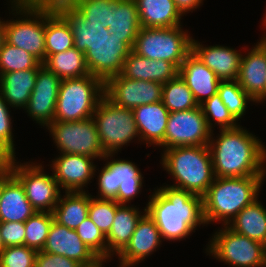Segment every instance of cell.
<instances>
[{
    "mask_svg": "<svg viewBox=\"0 0 266 267\" xmlns=\"http://www.w3.org/2000/svg\"><path fill=\"white\" fill-rule=\"evenodd\" d=\"M0 234L4 247L24 245L25 225L23 222H0Z\"/></svg>",
    "mask_w": 266,
    "mask_h": 267,
    "instance_id": "45",
    "label": "cell"
},
{
    "mask_svg": "<svg viewBox=\"0 0 266 267\" xmlns=\"http://www.w3.org/2000/svg\"><path fill=\"white\" fill-rule=\"evenodd\" d=\"M214 130L208 147L215 177L266 176V146L262 140L241 125L221 129L217 139Z\"/></svg>",
    "mask_w": 266,
    "mask_h": 267,
    "instance_id": "1",
    "label": "cell"
},
{
    "mask_svg": "<svg viewBox=\"0 0 266 267\" xmlns=\"http://www.w3.org/2000/svg\"><path fill=\"white\" fill-rule=\"evenodd\" d=\"M224 227V228H223ZM218 228L208 242L206 253L230 267H266V246L227 226ZM211 254V255H210Z\"/></svg>",
    "mask_w": 266,
    "mask_h": 267,
    "instance_id": "9",
    "label": "cell"
},
{
    "mask_svg": "<svg viewBox=\"0 0 266 267\" xmlns=\"http://www.w3.org/2000/svg\"><path fill=\"white\" fill-rule=\"evenodd\" d=\"M135 123L141 138L140 143L147 147H158L163 141L169 118V111L162 101L140 105L133 109Z\"/></svg>",
    "mask_w": 266,
    "mask_h": 267,
    "instance_id": "24",
    "label": "cell"
},
{
    "mask_svg": "<svg viewBox=\"0 0 266 267\" xmlns=\"http://www.w3.org/2000/svg\"><path fill=\"white\" fill-rule=\"evenodd\" d=\"M118 204L114 199L97 198L90 194L89 218L106 237L111 230Z\"/></svg>",
    "mask_w": 266,
    "mask_h": 267,
    "instance_id": "40",
    "label": "cell"
},
{
    "mask_svg": "<svg viewBox=\"0 0 266 267\" xmlns=\"http://www.w3.org/2000/svg\"><path fill=\"white\" fill-rule=\"evenodd\" d=\"M162 240L155 221L145 213L138 221L129 243L117 255L118 260L125 263L144 262L146 257L159 249Z\"/></svg>",
    "mask_w": 266,
    "mask_h": 267,
    "instance_id": "22",
    "label": "cell"
},
{
    "mask_svg": "<svg viewBox=\"0 0 266 267\" xmlns=\"http://www.w3.org/2000/svg\"><path fill=\"white\" fill-rule=\"evenodd\" d=\"M242 55L237 82L255 103L266 100V46L260 40Z\"/></svg>",
    "mask_w": 266,
    "mask_h": 267,
    "instance_id": "18",
    "label": "cell"
},
{
    "mask_svg": "<svg viewBox=\"0 0 266 267\" xmlns=\"http://www.w3.org/2000/svg\"><path fill=\"white\" fill-rule=\"evenodd\" d=\"M200 107L211 130L216 125L219 126L217 128L220 130L231 129L240 125L223 104L218 92L200 104Z\"/></svg>",
    "mask_w": 266,
    "mask_h": 267,
    "instance_id": "39",
    "label": "cell"
},
{
    "mask_svg": "<svg viewBox=\"0 0 266 267\" xmlns=\"http://www.w3.org/2000/svg\"><path fill=\"white\" fill-rule=\"evenodd\" d=\"M139 211V207L121 204L115 212L114 221L106 236L107 258L117 256L129 243L138 221L146 213Z\"/></svg>",
    "mask_w": 266,
    "mask_h": 267,
    "instance_id": "27",
    "label": "cell"
},
{
    "mask_svg": "<svg viewBox=\"0 0 266 267\" xmlns=\"http://www.w3.org/2000/svg\"><path fill=\"white\" fill-rule=\"evenodd\" d=\"M114 155L106 154L102 159L106 162L97 176L98 196L96 197L114 199L118 204L127 205L139 193L141 194L144 177L134 162L115 159Z\"/></svg>",
    "mask_w": 266,
    "mask_h": 267,
    "instance_id": "10",
    "label": "cell"
},
{
    "mask_svg": "<svg viewBox=\"0 0 266 267\" xmlns=\"http://www.w3.org/2000/svg\"><path fill=\"white\" fill-rule=\"evenodd\" d=\"M10 8L14 16L20 17L5 21V42L26 50L43 64L45 61L46 0L15 3L11 4Z\"/></svg>",
    "mask_w": 266,
    "mask_h": 267,
    "instance_id": "5",
    "label": "cell"
},
{
    "mask_svg": "<svg viewBox=\"0 0 266 267\" xmlns=\"http://www.w3.org/2000/svg\"><path fill=\"white\" fill-rule=\"evenodd\" d=\"M10 106L0 94V141L15 155L14 135L12 133V118Z\"/></svg>",
    "mask_w": 266,
    "mask_h": 267,
    "instance_id": "44",
    "label": "cell"
},
{
    "mask_svg": "<svg viewBox=\"0 0 266 267\" xmlns=\"http://www.w3.org/2000/svg\"><path fill=\"white\" fill-rule=\"evenodd\" d=\"M227 227L266 246V207L257 198L243 208Z\"/></svg>",
    "mask_w": 266,
    "mask_h": 267,
    "instance_id": "32",
    "label": "cell"
},
{
    "mask_svg": "<svg viewBox=\"0 0 266 267\" xmlns=\"http://www.w3.org/2000/svg\"><path fill=\"white\" fill-rule=\"evenodd\" d=\"M74 47L72 30L67 20L46 0L45 60Z\"/></svg>",
    "mask_w": 266,
    "mask_h": 267,
    "instance_id": "31",
    "label": "cell"
},
{
    "mask_svg": "<svg viewBox=\"0 0 266 267\" xmlns=\"http://www.w3.org/2000/svg\"><path fill=\"white\" fill-rule=\"evenodd\" d=\"M177 9L184 16L202 6L204 0H173ZM190 11V12H189Z\"/></svg>",
    "mask_w": 266,
    "mask_h": 267,
    "instance_id": "47",
    "label": "cell"
},
{
    "mask_svg": "<svg viewBox=\"0 0 266 267\" xmlns=\"http://www.w3.org/2000/svg\"><path fill=\"white\" fill-rule=\"evenodd\" d=\"M45 128L60 154L85 155L95 160H102L106 155L92 117L81 121H53Z\"/></svg>",
    "mask_w": 266,
    "mask_h": 267,
    "instance_id": "11",
    "label": "cell"
},
{
    "mask_svg": "<svg viewBox=\"0 0 266 267\" xmlns=\"http://www.w3.org/2000/svg\"><path fill=\"white\" fill-rule=\"evenodd\" d=\"M9 1L11 2V4H15V3H26L31 0H9Z\"/></svg>",
    "mask_w": 266,
    "mask_h": 267,
    "instance_id": "53",
    "label": "cell"
},
{
    "mask_svg": "<svg viewBox=\"0 0 266 267\" xmlns=\"http://www.w3.org/2000/svg\"><path fill=\"white\" fill-rule=\"evenodd\" d=\"M264 44H265V46H266V34L263 36V37H261V39H260Z\"/></svg>",
    "mask_w": 266,
    "mask_h": 267,
    "instance_id": "55",
    "label": "cell"
},
{
    "mask_svg": "<svg viewBox=\"0 0 266 267\" xmlns=\"http://www.w3.org/2000/svg\"><path fill=\"white\" fill-rule=\"evenodd\" d=\"M50 1L70 25L76 49L85 52L89 46L110 36L108 28H103L100 22H89L68 0Z\"/></svg>",
    "mask_w": 266,
    "mask_h": 267,
    "instance_id": "21",
    "label": "cell"
},
{
    "mask_svg": "<svg viewBox=\"0 0 266 267\" xmlns=\"http://www.w3.org/2000/svg\"><path fill=\"white\" fill-rule=\"evenodd\" d=\"M16 155H14L1 141H0V162L3 165L10 164Z\"/></svg>",
    "mask_w": 266,
    "mask_h": 267,
    "instance_id": "48",
    "label": "cell"
},
{
    "mask_svg": "<svg viewBox=\"0 0 266 267\" xmlns=\"http://www.w3.org/2000/svg\"><path fill=\"white\" fill-rule=\"evenodd\" d=\"M79 265L76 260L44 251H37L35 257V267H78Z\"/></svg>",
    "mask_w": 266,
    "mask_h": 267,
    "instance_id": "46",
    "label": "cell"
},
{
    "mask_svg": "<svg viewBox=\"0 0 266 267\" xmlns=\"http://www.w3.org/2000/svg\"><path fill=\"white\" fill-rule=\"evenodd\" d=\"M192 38L191 51L210 69L220 81L237 80L241 65L240 50L222 45H202Z\"/></svg>",
    "mask_w": 266,
    "mask_h": 267,
    "instance_id": "19",
    "label": "cell"
},
{
    "mask_svg": "<svg viewBox=\"0 0 266 267\" xmlns=\"http://www.w3.org/2000/svg\"><path fill=\"white\" fill-rule=\"evenodd\" d=\"M212 131L200 105L194 109L170 112L164 141L159 148L205 146L210 142Z\"/></svg>",
    "mask_w": 266,
    "mask_h": 267,
    "instance_id": "13",
    "label": "cell"
},
{
    "mask_svg": "<svg viewBox=\"0 0 266 267\" xmlns=\"http://www.w3.org/2000/svg\"><path fill=\"white\" fill-rule=\"evenodd\" d=\"M89 22L96 21L109 28L110 9L114 0H68Z\"/></svg>",
    "mask_w": 266,
    "mask_h": 267,
    "instance_id": "41",
    "label": "cell"
},
{
    "mask_svg": "<svg viewBox=\"0 0 266 267\" xmlns=\"http://www.w3.org/2000/svg\"><path fill=\"white\" fill-rule=\"evenodd\" d=\"M92 118L106 154H118L133 139L141 141L133 110L117 106L105 95L98 103Z\"/></svg>",
    "mask_w": 266,
    "mask_h": 267,
    "instance_id": "8",
    "label": "cell"
},
{
    "mask_svg": "<svg viewBox=\"0 0 266 267\" xmlns=\"http://www.w3.org/2000/svg\"><path fill=\"white\" fill-rule=\"evenodd\" d=\"M108 260H112V258H104V257H101V267H104V263H107L106 261ZM140 262H131V263H125V262H122V261H119V266L118 267H133V266H136L139 265Z\"/></svg>",
    "mask_w": 266,
    "mask_h": 267,
    "instance_id": "50",
    "label": "cell"
},
{
    "mask_svg": "<svg viewBox=\"0 0 266 267\" xmlns=\"http://www.w3.org/2000/svg\"><path fill=\"white\" fill-rule=\"evenodd\" d=\"M40 62L24 49L3 42L0 47V74L35 68Z\"/></svg>",
    "mask_w": 266,
    "mask_h": 267,
    "instance_id": "38",
    "label": "cell"
},
{
    "mask_svg": "<svg viewBox=\"0 0 266 267\" xmlns=\"http://www.w3.org/2000/svg\"><path fill=\"white\" fill-rule=\"evenodd\" d=\"M42 251L71 258L80 264H88L98 258L75 230L60 225L55 220L50 226Z\"/></svg>",
    "mask_w": 266,
    "mask_h": 267,
    "instance_id": "20",
    "label": "cell"
},
{
    "mask_svg": "<svg viewBox=\"0 0 266 267\" xmlns=\"http://www.w3.org/2000/svg\"><path fill=\"white\" fill-rule=\"evenodd\" d=\"M104 95L117 106L133 110L162 101V84L128 79L120 73L104 83Z\"/></svg>",
    "mask_w": 266,
    "mask_h": 267,
    "instance_id": "15",
    "label": "cell"
},
{
    "mask_svg": "<svg viewBox=\"0 0 266 267\" xmlns=\"http://www.w3.org/2000/svg\"><path fill=\"white\" fill-rule=\"evenodd\" d=\"M90 205V193L65 192L60 195L53 215L54 220L60 225L75 230L87 217Z\"/></svg>",
    "mask_w": 266,
    "mask_h": 267,
    "instance_id": "33",
    "label": "cell"
},
{
    "mask_svg": "<svg viewBox=\"0 0 266 267\" xmlns=\"http://www.w3.org/2000/svg\"><path fill=\"white\" fill-rule=\"evenodd\" d=\"M85 155L60 154L50 164L59 188L65 192H86L84 187L95 177L97 165Z\"/></svg>",
    "mask_w": 266,
    "mask_h": 267,
    "instance_id": "17",
    "label": "cell"
},
{
    "mask_svg": "<svg viewBox=\"0 0 266 267\" xmlns=\"http://www.w3.org/2000/svg\"><path fill=\"white\" fill-rule=\"evenodd\" d=\"M218 94L232 116L240 121L246 113L248 103L255 102L239 85L237 80L220 81Z\"/></svg>",
    "mask_w": 266,
    "mask_h": 267,
    "instance_id": "36",
    "label": "cell"
},
{
    "mask_svg": "<svg viewBox=\"0 0 266 267\" xmlns=\"http://www.w3.org/2000/svg\"><path fill=\"white\" fill-rule=\"evenodd\" d=\"M178 75L191 90L198 105L218 92L220 80L192 51L178 68Z\"/></svg>",
    "mask_w": 266,
    "mask_h": 267,
    "instance_id": "23",
    "label": "cell"
},
{
    "mask_svg": "<svg viewBox=\"0 0 266 267\" xmlns=\"http://www.w3.org/2000/svg\"><path fill=\"white\" fill-rule=\"evenodd\" d=\"M61 80L89 75L84 52L75 47L50 55L43 63Z\"/></svg>",
    "mask_w": 266,
    "mask_h": 267,
    "instance_id": "34",
    "label": "cell"
},
{
    "mask_svg": "<svg viewBox=\"0 0 266 267\" xmlns=\"http://www.w3.org/2000/svg\"><path fill=\"white\" fill-rule=\"evenodd\" d=\"M141 27L169 28L181 24L183 15L173 0H135Z\"/></svg>",
    "mask_w": 266,
    "mask_h": 267,
    "instance_id": "29",
    "label": "cell"
},
{
    "mask_svg": "<svg viewBox=\"0 0 266 267\" xmlns=\"http://www.w3.org/2000/svg\"><path fill=\"white\" fill-rule=\"evenodd\" d=\"M104 96V82L91 74L61 80L53 121H81L91 118Z\"/></svg>",
    "mask_w": 266,
    "mask_h": 267,
    "instance_id": "6",
    "label": "cell"
},
{
    "mask_svg": "<svg viewBox=\"0 0 266 267\" xmlns=\"http://www.w3.org/2000/svg\"><path fill=\"white\" fill-rule=\"evenodd\" d=\"M1 18V17H0ZM4 27H5V20H1L0 19V47L3 44V42L5 41V37H4Z\"/></svg>",
    "mask_w": 266,
    "mask_h": 267,
    "instance_id": "52",
    "label": "cell"
},
{
    "mask_svg": "<svg viewBox=\"0 0 266 267\" xmlns=\"http://www.w3.org/2000/svg\"><path fill=\"white\" fill-rule=\"evenodd\" d=\"M75 231L97 257L107 258L106 237L89 217H87Z\"/></svg>",
    "mask_w": 266,
    "mask_h": 267,
    "instance_id": "42",
    "label": "cell"
},
{
    "mask_svg": "<svg viewBox=\"0 0 266 267\" xmlns=\"http://www.w3.org/2000/svg\"><path fill=\"white\" fill-rule=\"evenodd\" d=\"M140 28L135 0H114V8L110 9L109 17L110 33H114L133 49Z\"/></svg>",
    "mask_w": 266,
    "mask_h": 267,
    "instance_id": "30",
    "label": "cell"
},
{
    "mask_svg": "<svg viewBox=\"0 0 266 267\" xmlns=\"http://www.w3.org/2000/svg\"><path fill=\"white\" fill-rule=\"evenodd\" d=\"M265 176L215 177L202 196L205 224L229 222L259 196Z\"/></svg>",
    "mask_w": 266,
    "mask_h": 267,
    "instance_id": "3",
    "label": "cell"
},
{
    "mask_svg": "<svg viewBox=\"0 0 266 267\" xmlns=\"http://www.w3.org/2000/svg\"><path fill=\"white\" fill-rule=\"evenodd\" d=\"M36 254L26 245L5 247L0 252V267H35Z\"/></svg>",
    "mask_w": 266,
    "mask_h": 267,
    "instance_id": "43",
    "label": "cell"
},
{
    "mask_svg": "<svg viewBox=\"0 0 266 267\" xmlns=\"http://www.w3.org/2000/svg\"><path fill=\"white\" fill-rule=\"evenodd\" d=\"M14 159L10 163L12 174L21 182L26 197L36 212L53 213L59 197L62 194L53 173L44 171V165L34 162L19 164Z\"/></svg>",
    "mask_w": 266,
    "mask_h": 267,
    "instance_id": "12",
    "label": "cell"
},
{
    "mask_svg": "<svg viewBox=\"0 0 266 267\" xmlns=\"http://www.w3.org/2000/svg\"><path fill=\"white\" fill-rule=\"evenodd\" d=\"M12 175L10 164L3 165L0 168V196L3 183Z\"/></svg>",
    "mask_w": 266,
    "mask_h": 267,
    "instance_id": "49",
    "label": "cell"
},
{
    "mask_svg": "<svg viewBox=\"0 0 266 267\" xmlns=\"http://www.w3.org/2000/svg\"><path fill=\"white\" fill-rule=\"evenodd\" d=\"M4 244H3V241H2V238H1V234H0V252L4 249Z\"/></svg>",
    "mask_w": 266,
    "mask_h": 267,
    "instance_id": "54",
    "label": "cell"
},
{
    "mask_svg": "<svg viewBox=\"0 0 266 267\" xmlns=\"http://www.w3.org/2000/svg\"><path fill=\"white\" fill-rule=\"evenodd\" d=\"M263 22H264L265 24H264ZM263 22H262L263 26H266V13H265V17H264V21H263Z\"/></svg>",
    "mask_w": 266,
    "mask_h": 267,
    "instance_id": "56",
    "label": "cell"
},
{
    "mask_svg": "<svg viewBox=\"0 0 266 267\" xmlns=\"http://www.w3.org/2000/svg\"><path fill=\"white\" fill-rule=\"evenodd\" d=\"M146 213L155 221L163 241H181L205 226L202 196L164 185L154 189Z\"/></svg>",
    "mask_w": 266,
    "mask_h": 267,
    "instance_id": "2",
    "label": "cell"
},
{
    "mask_svg": "<svg viewBox=\"0 0 266 267\" xmlns=\"http://www.w3.org/2000/svg\"><path fill=\"white\" fill-rule=\"evenodd\" d=\"M131 51L125 42L110 33V36L89 46L84 52L88 71L105 83L122 72L125 59Z\"/></svg>",
    "mask_w": 266,
    "mask_h": 267,
    "instance_id": "14",
    "label": "cell"
},
{
    "mask_svg": "<svg viewBox=\"0 0 266 267\" xmlns=\"http://www.w3.org/2000/svg\"><path fill=\"white\" fill-rule=\"evenodd\" d=\"M36 210L26 197L21 182L12 174L4 183L0 196V222L25 223Z\"/></svg>",
    "mask_w": 266,
    "mask_h": 267,
    "instance_id": "26",
    "label": "cell"
},
{
    "mask_svg": "<svg viewBox=\"0 0 266 267\" xmlns=\"http://www.w3.org/2000/svg\"><path fill=\"white\" fill-rule=\"evenodd\" d=\"M161 165L175 183L169 186L203 196L214 181L208 145L164 149Z\"/></svg>",
    "mask_w": 266,
    "mask_h": 267,
    "instance_id": "4",
    "label": "cell"
},
{
    "mask_svg": "<svg viewBox=\"0 0 266 267\" xmlns=\"http://www.w3.org/2000/svg\"><path fill=\"white\" fill-rule=\"evenodd\" d=\"M60 82L45 65L38 68L34 89L23 110L40 126L47 127L54 120Z\"/></svg>",
    "mask_w": 266,
    "mask_h": 267,
    "instance_id": "16",
    "label": "cell"
},
{
    "mask_svg": "<svg viewBox=\"0 0 266 267\" xmlns=\"http://www.w3.org/2000/svg\"><path fill=\"white\" fill-rule=\"evenodd\" d=\"M121 74L132 80L155 81L162 85L178 75V68L165 60H151L131 51Z\"/></svg>",
    "mask_w": 266,
    "mask_h": 267,
    "instance_id": "25",
    "label": "cell"
},
{
    "mask_svg": "<svg viewBox=\"0 0 266 267\" xmlns=\"http://www.w3.org/2000/svg\"><path fill=\"white\" fill-rule=\"evenodd\" d=\"M39 63L35 68L0 74V94L15 109H24L36 82Z\"/></svg>",
    "mask_w": 266,
    "mask_h": 267,
    "instance_id": "28",
    "label": "cell"
},
{
    "mask_svg": "<svg viewBox=\"0 0 266 267\" xmlns=\"http://www.w3.org/2000/svg\"><path fill=\"white\" fill-rule=\"evenodd\" d=\"M182 25L169 28L141 27L132 51L151 60H165L179 68L191 52L192 36Z\"/></svg>",
    "mask_w": 266,
    "mask_h": 267,
    "instance_id": "7",
    "label": "cell"
},
{
    "mask_svg": "<svg viewBox=\"0 0 266 267\" xmlns=\"http://www.w3.org/2000/svg\"><path fill=\"white\" fill-rule=\"evenodd\" d=\"M54 220L53 213L35 212L25 223L24 245L36 251H42L50 226Z\"/></svg>",
    "mask_w": 266,
    "mask_h": 267,
    "instance_id": "37",
    "label": "cell"
},
{
    "mask_svg": "<svg viewBox=\"0 0 266 267\" xmlns=\"http://www.w3.org/2000/svg\"><path fill=\"white\" fill-rule=\"evenodd\" d=\"M78 267H101V257L88 264H80Z\"/></svg>",
    "mask_w": 266,
    "mask_h": 267,
    "instance_id": "51",
    "label": "cell"
},
{
    "mask_svg": "<svg viewBox=\"0 0 266 267\" xmlns=\"http://www.w3.org/2000/svg\"><path fill=\"white\" fill-rule=\"evenodd\" d=\"M162 103L169 112H178L198 107L193 93L177 75L162 85Z\"/></svg>",
    "mask_w": 266,
    "mask_h": 267,
    "instance_id": "35",
    "label": "cell"
}]
</instances>
